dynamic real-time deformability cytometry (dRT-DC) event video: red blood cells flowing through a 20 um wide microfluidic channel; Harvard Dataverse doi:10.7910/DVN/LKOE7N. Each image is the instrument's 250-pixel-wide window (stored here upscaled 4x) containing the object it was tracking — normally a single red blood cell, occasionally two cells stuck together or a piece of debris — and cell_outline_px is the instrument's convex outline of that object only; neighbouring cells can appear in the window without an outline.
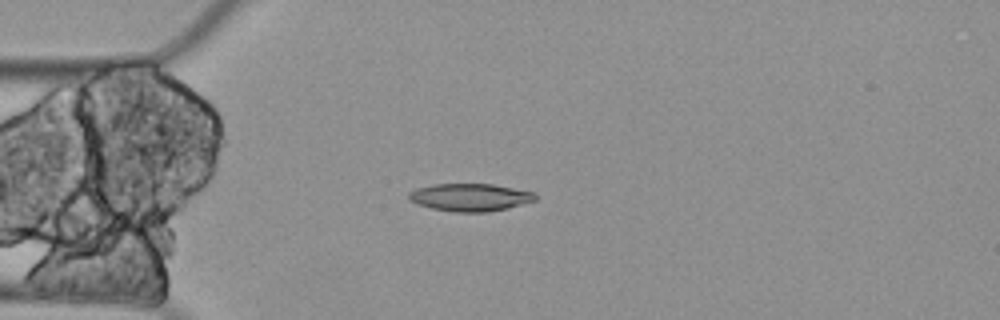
{"species": "Egyptian fruit bat (a non-hibernating species)", "species_latin": "Rousettus aegyptiacus", "temperature_condition": "cold", "stored_images_in_passage": 4, "camera_frame_rate_fps": 3000, "um_per_image_px": 0.085, "animal": {"sex": "female"}, "frame": {"image": 1, "passage_image": 4, "time_ms": 1.0, "image_size_px": [1000, 320], "cell_outline_px": [[536, 200], [508, 208], [488, 212], [456, 212], [432, 208], [416, 204], [408, 200], [408, 192], [416, 188], [436, 184], [492, 184], [536, 192]], "centroid_in_image_um": [39.95, 16.77], "position_along_channel_um": 45.0, "area_um2": 20.46}}